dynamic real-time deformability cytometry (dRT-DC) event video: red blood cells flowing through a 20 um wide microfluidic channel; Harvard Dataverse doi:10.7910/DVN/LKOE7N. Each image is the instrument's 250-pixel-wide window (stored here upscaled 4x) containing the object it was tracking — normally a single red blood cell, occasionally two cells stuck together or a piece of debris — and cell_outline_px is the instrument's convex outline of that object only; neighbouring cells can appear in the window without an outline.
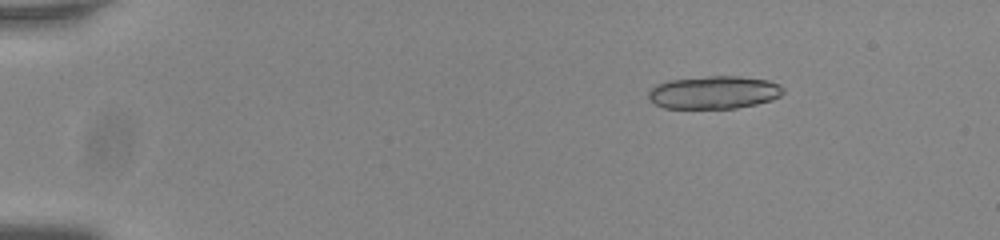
{"species": "common noctule bat (a hibernating species)", "species_latin": "Nyctalus noctula", "temperature_condition": "room temperature", "stored_images_in_passage": 19, "camera_frame_rate_fps": 3000, "um_per_image_px": 0.085, "animal": {"sex": "male", "body_mass_g": 20.0, "forearm_length_mm": 53.3}, "frame": {"image": 1, "passage_image": 9, "time_ms": 2.667, "image_size_px": [1000, 240], "cell_outline_px": [[784, 92], [780, 96], [772, 100], [756, 104], [736, 108], [664, 108], [656, 104], [648, 96], [648, 92], [656, 84], [668, 80], [708, 76], [740, 76], [768, 80], [780, 84], [784, 88]], "centroid_in_image_um": [60.72, 7.84], "position_along_channel_um": 24.3, "area_um2": 25.89}}